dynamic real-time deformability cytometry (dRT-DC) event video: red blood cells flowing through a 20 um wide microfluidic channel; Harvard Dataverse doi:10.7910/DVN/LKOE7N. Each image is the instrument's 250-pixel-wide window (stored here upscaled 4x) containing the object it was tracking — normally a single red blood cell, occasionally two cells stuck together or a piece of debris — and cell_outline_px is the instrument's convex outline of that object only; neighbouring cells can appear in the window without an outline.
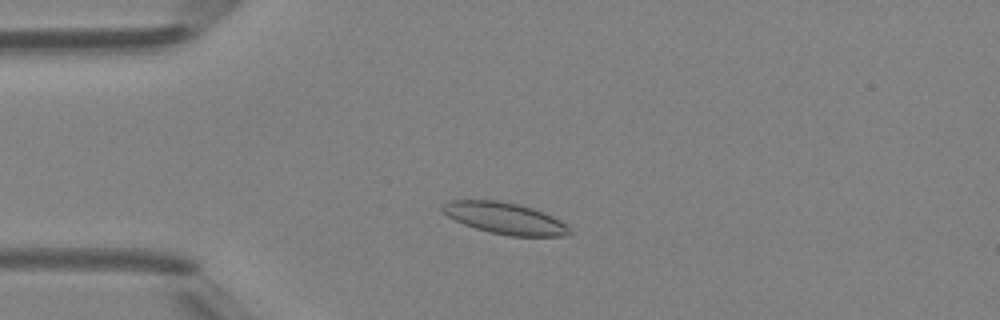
{"species": "Egyptian fruit bat (a non-hibernating species)", "species_latin": "Rousettus aegyptiacus", "temperature_condition": "room temperature", "stored_images_in_passage": 6, "camera_frame_rate_fps": 3000, "um_per_image_px": 0.085, "animal": {"sex": "female"}, "frame": {"image": 1, "passage_image": 2, "time_ms": 1.333, "image_size_px": [1000, 320], "cell_outline_px": [[572, 232], [568, 236], [508, 236], [488, 232], [464, 224], [448, 216], [440, 208], [448, 200], [496, 200], [516, 204], [532, 208], [544, 212], [560, 220]], "centroid_in_image_um": [42.91, 18.56], "position_along_channel_um": 42.1, "area_um2": 23.18}}
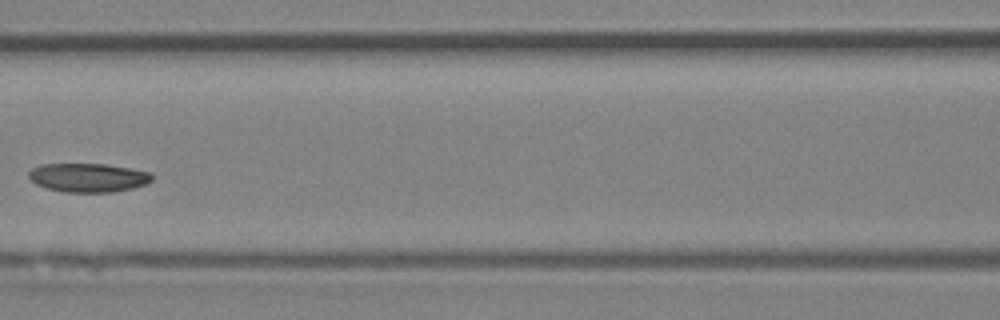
{"frame": {"image": 2, "passage_image": 5, "time_ms": 4.667, "image_size_px": [1000, 320], "cell_outline_px": [[152, 180], [148, 184], [132, 188], [112, 192], [64, 192], [48, 188], [36, 184], [28, 176], [28, 172], [32, 168], [40, 164], [104, 164], [152, 172]], "centroid_in_image_um": [7.5, 15.09], "position_along_channel_um": 159.1, "area_um2": 20.69}}
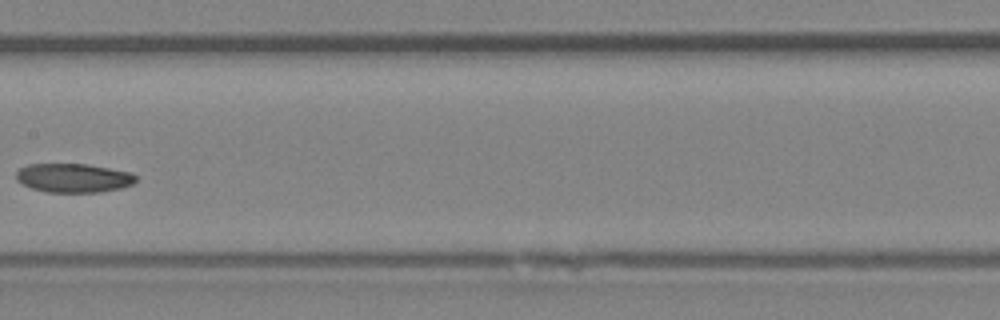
{"frame": {"image": 3, "passage_image": 6, "time_ms": 5.667, "image_size_px": [1000, 320], "cell_outline_px": [[136, 180], [132, 184], [120, 188], [100, 192], [48, 192], [32, 188], [16, 180], [16, 172], [20, 168], [28, 164], [88, 164], [132, 172], [136, 176]], "centroid_in_image_um": [6.25, 15.12], "position_along_channel_um": 201.1, "area_um2": 20.17}}